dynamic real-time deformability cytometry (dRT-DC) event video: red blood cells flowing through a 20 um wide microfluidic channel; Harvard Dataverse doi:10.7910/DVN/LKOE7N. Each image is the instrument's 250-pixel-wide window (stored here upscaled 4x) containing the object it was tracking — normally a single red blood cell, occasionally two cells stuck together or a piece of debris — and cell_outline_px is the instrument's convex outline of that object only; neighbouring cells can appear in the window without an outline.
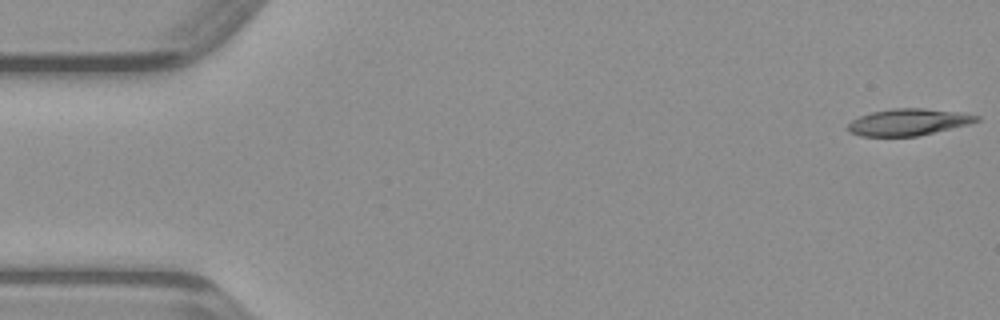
{"species": "common noctule bat (a hibernating species)", "species_latin": "Nyctalus noctula", "temperature_condition": "warm", "stored_images_in_passage": 20, "camera_frame_rate_fps": 3000, "um_per_image_px": 0.085, "animal": {"sex": "male", "body_mass_g": 23.1, "forearm_length_mm": 52.7}, "frame": {"image": 1, "passage_image": 1, "time_ms": 0.0, "image_size_px": [1000, 320], "cell_outline_px": [[980, 120], [972, 124], [916, 136], [860, 136], [848, 132], [848, 124], [852, 120], [860, 116], [872, 112], [892, 108], [924, 108], [956, 112], [980, 116]], "centroid_in_image_um": [77.21, 10.38], "position_along_channel_um": 7.8, "area_um2": 20.0}}
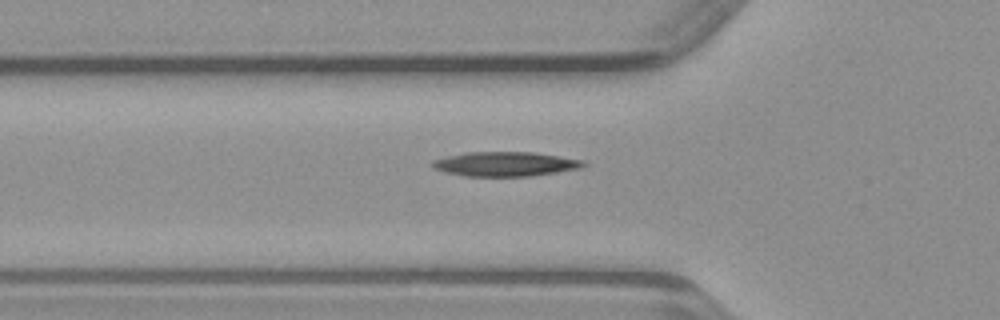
{"frame": {"image": 2, "passage_image": 16, "time_ms": 5.0, "image_size_px": [1000, 320], "cell_outline_px": [[588, 164], [580, 168], [532, 176], [464, 176], [444, 172], [428, 164], [432, 160], [448, 156], [468, 152], [532, 152], [584, 160]], "centroid_in_image_um": [42.93, 13.94], "position_along_channel_um": 82.9, "area_um2": 21.5}}
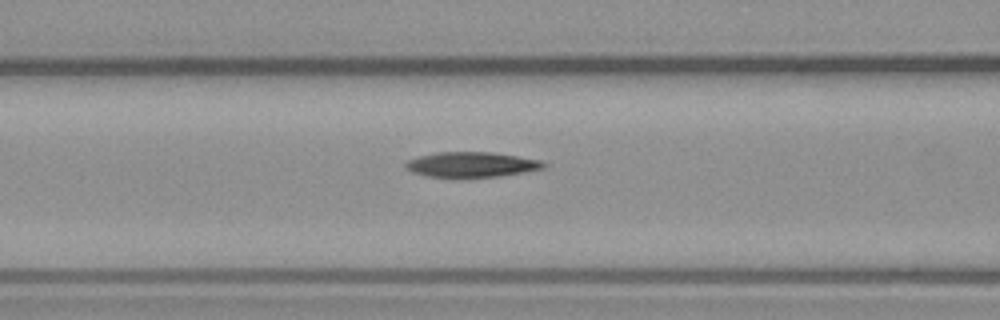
{"frame": {"image": 3, "passage_image": 19, "time_ms": 6.0, "image_size_px": [1000, 320], "cell_outline_px": [[548, 164], [544, 168], [524, 172], [500, 176], [464, 180], [424, 176], [412, 172], [404, 168], [404, 164], [408, 160], [420, 156], [436, 152], [492, 152], [540, 160]], "centroid_in_image_um": [40.03, 14.03], "position_along_channel_um": 126.6, "area_um2": 21.04}}